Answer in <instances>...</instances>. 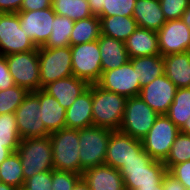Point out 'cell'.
Here are the masks:
<instances>
[{"label": "cell", "mask_w": 190, "mask_h": 190, "mask_svg": "<svg viewBox=\"0 0 190 190\" xmlns=\"http://www.w3.org/2000/svg\"><path fill=\"white\" fill-rule=\"evenodd\" d=\"M167 171L162 161L153 160L144 149L138 154V158L131 159L119 169L125 190L162 184Z\"/></svg>", "instance_id": "cell-1"}, {"label": "cell", "mask_w": 190, "mask_h": 190, "mask_svg": "<svg viewBox=\"0 0 190 190\" xmlns=\"http://www.w3.org/2000/svg\"><path fill=\"white\" fill-rule=\"evenodd\" d=\"M88 87L92 90L93 126L119 131L127 98L97 84H89Z\"/></svg>", "instance_id": "cell-2"}, {"label": "cell", "mask_w": 190, "mask_h": 190, "mask_svg": "<svg viewBox=\"0 0 190 190\" xmlns=\"http://www.w3.org/2000/svg\"><path fill=\"white\" fill-rule=\"evenodd\" d=\"M16 152L22 164L24 181L35 174L54 169L49 136L21 139Z\"/></svg>", "instance_id": "cell-3"}, {"label": "cell", "mask_w": 190, "mask_h": 190, "mask_svg": "<svg viewBox=\"0 0 190 190\" xmlns=\"http://www.w3.org/2000/svg\"><path fill=\"white\" fill-rule=\"evenodd\" d=\"M55 170L80 174L79 129L63 128L49 135Z\"/></svg>", "instance_id": "cell-4"}, {"label": "cell", "mask_w": 190, "mask_h": 190, "mask_svg": "<svg viewBox=\"0 0 190 190\" xmlns=\"http://www.w3.org/2000/svg\"><path fill=\"white\" fill-rule=\"evenodd\" d=\"M112 132L98 126L79 129L80 175L86 169L105 164L107 145Z\"/></svg>", "instance_id": "cell-5"}, {"label": "cell", "mask_w": 190, "mask_h": 190, "mask_svg": "<svg viewBox=\"0 0 190 190\" xmlns=\"http://www.w3.org/2000/svg\"><path fill=\"white\" fill-rule=\"evenodd\" d=\"M40 85H46L69 76H72L71 48H46L38 47Z\"/></svg>", "instance_id": "cell-6"}, {"label": "cell", "mask_w": 190, "mask_h": 190, "mask_svg": "<svg viewBox=\"0 0 190 190\" xmlns=\"http://www.w3.org/2000/svg\"><path fill=\"white\" fill-rule=\"evenodd\" d=\"M158 116L159 114L139 96L127 98L119 131L133 138L142 140Z\"/></svg>", "instance_id": "cell-7"}, {"label": "cell", "mask_w": 190, "mask_h": 190, "mask_svg": "<svg viewBox=\"0 0 190 190\" xmlns=\"http://www.w3.org/2000/svg\"><path fill=\"white\" fill-rule=\"evenodd\" d=\"M179 132V128L166 114L159 115L147 135L141 140L143 149L153 160L164 162Z\"/></svg>", "instance_id": "cell-8"}, {"label": "cell", "mask_w": 190, "mask_h": 190, "mask_svg": "<svg viewBox=\"0 0 190 190\" xmlns=\"http://www.w3.org/2000/svg\"><path fill=\"white\" fill-rule=\"evenodd\" d=\"M15 85L34 92L41 89L38 47L33 51L4 56Z\"/></svg>", "instance_id": "cell-9"}, {"label": "cell", "mask_w": 190, "mask_h": 190, "mask_svg": "<svg viewBox=\"0 0 190 190\" xmlns=\"http://www.w3.org/2000/svg\"><path fill=\"white\" fill-rule=\"evenodd\" d=\"M70 48L73 76L85 80L88 84H96L102 74L98 39L70 46Z\"/></svg>", "instance_id": "cell-10"}, {"label": "cell", "mask_w": 190, "mask_h": 190, "mask_svg": "<svg viewBox=\"0 0 190 190\" xmlns=\"http://www.w3.org/2000/svg\"><path fill=\"white\" fill-rule=\"evenodd\" d=\"M36 48L20 28L18 13H0V56L33 51Z\"/></svg>", "instance_id": "cell-11"}, {"label": "cell", "mask_w": 190, "mask_h": 190, "mask_svg": "<svg viewBox=\"0 0 190 190\" xmlns=\"http://www.w3.org/2000/svg\"><path fill=\"white\" fill-rule=\"evenodd\" d=\"M40 101L33 93L29 92L22 104L14 112L21 139L49 136L40 119Z\"/></svg>", "instance_id": "cell-12"}, {"label": "cell", "mask_w": 190, "mask_h": 190, "mask_svg": "<svg viewBox=\"0 0 190 190\" xmlns=\"http://www.w3.org/2000/svg\"><path fill=\"white\" fill-rule=\"evenodd\" d=\"M96 84L104 90L115 92L126 98L138 96L142 88L136 69L130 61L118 68L102 72Z\"/></svg>", "instance_id": "cell-13"}, {"label": "cell", "mask_w": 190, "mask_h": 190, "mask_svg": "<svg viewBox=\"0 0 190 190\" xmlns=\"http://www.w3.org/2000/svg\"><path fill=\"white\" fill-rule=\"evenodd\" d=\"M55 12L52 7L33 11H19L20 28L36 47L43 46L52 33Z\"/></svg>", "instance_id": "cell-14"}, {"label": "cell", "mask_w": 190, "mask_h": 190, "mask_svg": "<svg viewBox=\"0 0 190 190\" xmlns=\"http://www.w3.org/2000/svg\"><path fill=\"white\" fill-rule=\"evenodd\" d=\"M142 150L141 140L121 131H113L107 145L105 165L119 170L131 159L138 158Z\"/></svg>", "instance_id": "cell-15"}, {"label": "cell", "mask_w": 190, "mask_h": 190, "mask_svg": "<svg viewBox=\"0 0 190 190\" xmlns=\"http://www.w3.org/2000/svg\"><path fill=\"white\" fill-rule=\"evenodd\" d=\"M177 91L175 84L165 75H161L143 86L139 97L159 115L167 114Z\"/></svg>", "instance_id": "cell-16"}, {"label": "cell", "mask_w": 190, "mask_h": 190, "mask_svg": "<svg viewBox=\"0 0 190 190\" xmlns=\"http://www.w3.org/2000/svg\"><path fill=\"white\" fill-rule=\"evenodd\" d=\"M157 34L162 56L190 51V29L182 19L167 20Z\"/></svg>", "instance_id": "cell-17"}, {"label": "cell", "mask_w": 190, "mask_h": 190, "mask_svg": "<svg viewBox=\"0 0 190 190\" xmlns=\"http://www.w3.org/2000/svg\"><path fill=\"white\" fill-rule=\"evenodd\" d=\"M82 178L91 190H125L119 170L105 164L86 169Z\"/></svg>", "instance_id": "cell-18"}, {"label": "cell", "mask_w": 190, "mask_h": 190, "mask_svg": "<svg viewBox=\"0 0 190 190\" xmlns=\"http://www.w3.org/2000/svg\"><path fill=\"white\" fill-rule=\"evenodd\" d=\"M88 86L89 84L85 80L72 75L46 85L43 90L56 98L60 105L67 110Z\"/></svg>", "instance_id": "cell-19"}, {"label": "cell", "mask_w": 190, "mask_h": 190, "mask_svg": "<svg viewBox=\"0 0 190 190\" xmlns=\"http://www.w3.org/2000/svg\"><path fill=\"white\" fill-rule=\"evenodd\" d=\"M66 128L83 129L93 126L92 90L83 91L65 113Z\"/></svg>", "instance_id": "cell-20"}, {"label": "cell", "mask_w": 190, "mask_h": 190, "mask_svg": "<svg viewBox=\"0 0 190 190\" xmlns=\"http://www.w3.org/2000/svg\"><path fill=\"white\" fill-rule=\"evenodd\" d=\"M33 93L39 98L40 119L43 121L45 128L50 133L66 128V109L60 105L57 99L43 89H39Z\"/></svg>", "instance_id": "cell-21"}, {"label": "cell", "mask_w": 190, "mask_h": 190, "mask_svg": "<svg viewBox=\"0 0 190 190\" xmlns=\"http://www.w3.org/2000/svg\"><path fill=\"white\" fill-rule=\"evenodd\" d=\"M102 72L118 68L129 61L125 42L103 34L98 39Z\"/></svg>", "instance_id": "cell-22"}, {"label": "cell", "mask_w": 190, "mask_h": 190, "mask_svg": "<svg viewBox=\"0 0 190 190\" xmlns=\"http://www.w3.org/2000/svg\"><path fill=\"white\" fill-rule=\"evenodd\" d=\"M130 59L160 54L158 34L155 31L138 27L125 41Z\"/></svg>", "instance_id": "cell-23"}, {"label": "cell", "mask_w": 190, "mask_h": 190, "mask_svg": "<svg viewBox=\"0 0 190 190\" xmlns=\"http://www.w3.org/2000/svg\"><path fill=\"white\" fill-rule=\"evenodd\" d=\"M138 27L158 32L166 23L159 0H136L133 16Z\"/></svg>", "instance_id": "cell-24"}, {"label": "cell", "mask_w": 190, "mask_h": 190, "mask_svg": "<svg viewBox=\"0 0 190 190\" xmlns=\"http://www.w3.org/2000/svg\"><path fill=\"white\" fill-rule=\"evenodd\" d=\"M164 74L177 88L190 87V51L163 56Z\"/></svg>", "instance_id": "cell-25"}, {"label": "cell", "mask_w": 190, "mask_h": 190, "mask_svg": "<svg viewBox=\"0 0 190 190\" xmlns=\"http://www.w3.org/2000/svg\"><path fill=\"white\" fill-rule=\"evenodd\" d=\"M101 34L125 42L138 28V24L132 16L114 15L99 17Z\"/></svg>", "instance_id": "cell-26"}, {"label": "cell", "mask_w": 190, "mask_h": 190, "mask_svg": "<svg viewBox=\"0 0 190 190\" xmlns=\"http://www.w3.org/2000/svg\"><path fill=\"white\" fill-rule=\"evenodd\" d=\"M129 61L136 69L141 87L164 74V59L161 54L135 57L129 59Z\"/></svg>", "instance_id": "cell-27"}, {"label": "cell", "mask_w": 190, "mask_h": 190, "mask_svg": "<svg viewBox=\"0 0 190 190\" xmlns=\"http://www.w3.org/2000/svg\"><path fill=\"white\" fill-rule=\"evenodd\" d=\"M101 34L100 19L98 16H90L77 20L74 23L70 35V46L93 42L99 39Z\"/></svg>", "instance_id": "cell-28"}, {"label": "cell", "mask_w": 190, "mask_h": 190, "mask_svg": "<svg viewBox=\"0 0 190 190\" xmlns=\"http://www.w3.org/2000/svg\"><path fill=\"white\" fill-rule=\"evenodd\" d=\"M75 21L68 17L55 14L52 33L47 42L42 46L46 48H60L70 46V35Z\"/></svg>", "instance_id": "cell-29"}, {"label": "cell", "mask_w": 190, "mask_h": 190, "mask_svg": "<svg viewBox=\"0 0 190 190\" xmlns=\"http://www.w3.org/2000/svg\"><path fill=\"white\" fill-rule=\"evenodd\" d=\"M52 8L57 15L73 21L93 16L88 0H52Z\"/></svg>", "instance_id": "cell-30"}, {"label": "cell", "mask_w": 190, "mask_h": 190, "mask_svg": "<svg viewBox=\"0 0 190 190\" xmlns=\"http://www.w3.org/2000/svg\"><path fill=\"white\" fill-rule=\"evenodd\" d=\"M180 129L190 117V87L177 88L174 101L166 114Z\"/></svg>", "instance_id": "cell-31"}, {"label": "cell", "mask_w": 190, "mask_h": 190, "mask_svg": "<svg viewBox=\"0 0 190 190\" xmlns=\"http://www.w3.org/2000/svg\"><path fill=\"white\" fill-rule=\"evenodd\" d=\"M2 183L14 186L16 189L24 186L23 168L17 152L11 153L0 164Z\"/></svg>", "instance_id": "cell-32"}, {"label": "cell", "mask_w": 190, "mask_h": 190, "mask_svg": "<svg viewBox=\"0 0 190 190\" xmlns=\"http://www.w3.org/2000/svg\"><path fill=\"white\" fill-rule=\"evenodd\" d=\"M190 160V135L180 133L171 146L167 159L163 162L169 170L173 165Z\"/></svg>", "instance_id": "cell-33"}, {"label": "cell", "mask_w": 190, "mask_h": 190, "mask_svg": "<svg viewBox=\"0 0 190 190\" xmlns=\"http://www.w3.org/2000/svg\"><path fill=\"white\" fill-rule=\"evenodd\" d=\"M29 91L18 85L0 90V114L14 113L22 104Z\"/></svg>", "instance_id": "cell-34"}, {"label": "cell", "mask_w": 190, "mask_h": 190, "mask_svg": "<svg viewBox=\"0 0 190 190\" xmlns=\"http://www.w3.org/2000/svg\"><path fill=\"white\" fill-rule=\"evenodd\" d=\"M0 142H21L14 113L0 114Z\"/></svg>", "instance_id": "cell-35"}, {"label": "cell", "mask_w": 190, "mask_h": 190, "mask_svg": "<svg viewBox=\"0 0 190 190\" xmlns=\"http://www.w3.org/2000/svg\"><path fill=\"white\" fill-rule=\"evenodd\" d=\"M135 2L136 0H104L103 11L99 17L133 16Z\"/></svg>", "instance_id": "cell-36"}, {"label": "cell", "mask_w": 190, "mask_h": 190, "mask_svg": "<svg viewBox=\"0 0 190 190\" xmlns=\"http://www.w3.org/2000/svg\"><path fill=\"white\" fill-rule=\"evenodd\" d=\"M82 175L69 171L52 170V190H72Z\"/></svg>", "instance_id": "cell-37"}, {"label": "cell", "mask_w": 190, "mask_h": 190, "mask_svg": "<svg viewBox=\"0 0 190 190\" xmlns=\"http://www.w3.org/2000/svg\"><path fill=\"white\" fill-rule=\"evenodd\" d=\"M166 20L181 19L190 0H159Z\"/></svg>", "instance_id": "cell-38"}, {"label": "cell", "mask_w": 190, "mask_h": 190, "mask_svg": "<svg viewBox=\"0 0 190 190\" xmlns=\"http://www.w3.org/2000/svg\"><path fill=\"white\" fill-rule=\"evenodd\" d=\"M52 170L35 174L25 180L24 188L26 190H52Z\"/></svg>", "instance_id": "cell-39"}, {"label": "cell", "mask_w": 190, "mask_h": 190, "mask_svg": "<svg viewBox=\"0 0 190 190\" xmlns=\"http://www.w3.org/2000/svg\"><path fill=\"white\" fill-rule=\"evenodd\" d=\"M168 172L172 174L186 189L190 190V160L173 165Z\"/></svg>", "instance_id": "cell-40"}, {"label": "cell", "mask_w": 190, "mask_h": 190, "mask_svg": "<svg viewBox=\"0 0 190 190\" xmlns=\"http://www.w3.org/2000/svg\"><path fill=\"white\" fill-rule=\"evenodd\" d=\"M15 85L13 77L9 73L8 64L4 56H0V90H6Z\"/></svg>", "instance_id": "cell-41"}, {"label": "cell", "mask_w": 190, "mask_h": 190, "mask_svg": "<svg viewBox=\"0 0 190 190\" xmlns=\"http://www.w3.org/2000/svg\"><path fill=\"white\" fill-rule=\"evenodd\" d=\"M52 7V0H23L20 11L41 10Z\"/></svg>", "instance_id": "cell-42"}, {"label": "cell", "mask_w": 190, "mask_h": 190, "mask_svg": "<svg viewBox=\"0 0 190 190\" xmlns=\"http://www.w3.org/2000/svg\"><path fill=\"white\" fill-rule=\"evenodd\" d=\"M163 190H188L168 171L162 180Z\"/></svg>", "instance_id": "cell-43"}, {"label": "cell", "mask_w": 190, "mask_h": 190, "mask_svg": "<svg viewBox=\"0 0 190 190\" xmlns=\"http://www.w3.org/2000/svg\"><path fill=\"white\" fill-rule=\"evenodd\" d=\"M23 0H0V13H18Z\"/></svg>", "instance_id": "cell-44"}, {"label": "cell", "mask_w": 190, "mask_h": 190, "mask_svg": "<svg viewBox=\"0 0 190 190\" xmlns=\"http://www.w3.org/2000/svg\"><path fill=\"white\" fill-rule=\"evenodd\" d=\"M20 142H0V164L13 152H16Z\"/></svg>", "instance_id": "cell-45"}, {"label": "cell", "mask_w": 190, "mask_h": 190, "mask_svg": "<svg viewBox=\"0 0 190 190\" xmlns=\"http://www.w3.org/2000/svg\"><path fill=\"white\" fill-rule=\"evenodd\" d=\"M103 1L104 0H88L89 7L94 16H100L103 11Z\"/></svg>", "instance_id": "cell-46"}, {"label": "cell", "mask_w": 190, "mask_h": 190, "mask_svg": "<svg viewBox=\"0 0 190 190\" xmlns=\"http://www.w3.org/2000/svg\"><path fill=\"white\" fill-rule=\"evenodd\" d=\"M72 190H91L88 184L81 178L74 186Z\"/></svg>", "instance_id": "cell-47"}, {"label": "cell", "mask_w": 190, "mask_h": 190, "mask_svg": "<svg viewBox=\"0 0 190 190\" xmlns=\"http://www.w3.org/2000/svg\"><path fill=\"white\" fill-rule=\"evenodd\" d=\"M182 21L189 27L190 29V3L187 9L184 11L182 17Z\"/></svg>", "instance_id": "cell-48"}, {"label": "cell", "mask_w": 190, "mask_h": 190, "mask_svg": "<svg viewBox=\"0 0 190 190\" xmlns=\"http://www.w3.org/2000/svg\"><path fill=\"white\" fill-rule=\"evenodd\" d=\"M180 133L190 135V117L186 120L184 125L179 129Z\"/></svg>", "instance_id": "cell-49"}, {"label": "cell", "mask_w": 190, "mask_h": 190, "mask_svg": "<svg viewBox=\"0 0 190 190\" xmlns=\"http://www.w3.org/2000/svg\"><path fill=\"white\" fill-rule=\"evenodd\" d=\"M136 190H163V185L157 184L154 187H138Z\"/></svg>", "instance_id": "cell-50"}, {"label": "cell", "mask_w": 190, "mask_h": 190, "mask_svg": "<svg viewBox=\"0 0 190 190\" xmlns=\"http://www.w3.org/2000/svg\"><path fill=\"white\" fill-rule=\"evenodd\" d=\"M0 190H16V188L14 186H11V185H8L5 183H1Z\"/></svg>", "instance_id": "cell-51"}, {"label": "cell", "mask_w": 190, "mask_h": 190, "mask_svg": "<svg viewBox=\"0 0 190 190\" xmlns=\"http://www.w3.org/2000/svg\"><path fill=\"white\" fill-rule=\"evenodd\" d=\"M16 190H26L24 187L17 188Z\"/></svg>", "instance_id": "cell-52"}]
</instances>
